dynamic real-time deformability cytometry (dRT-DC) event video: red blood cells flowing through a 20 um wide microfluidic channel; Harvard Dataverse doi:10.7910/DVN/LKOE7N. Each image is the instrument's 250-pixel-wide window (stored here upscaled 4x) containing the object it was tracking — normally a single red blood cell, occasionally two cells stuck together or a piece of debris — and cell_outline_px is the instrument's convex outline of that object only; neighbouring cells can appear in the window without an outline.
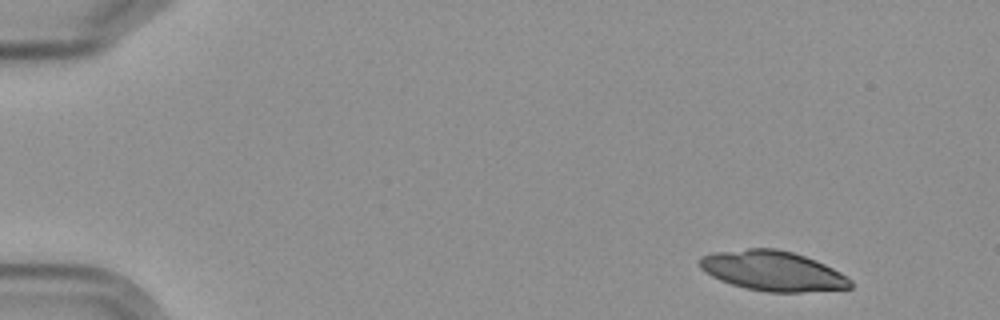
{"species": "Egyptian fruit bat (a non-hibernating species)", "species_latin": "Rousettus aegyptiacus", "temperature_condition": "cold", "stored_images_in_passage": 4, "camera_frame_rate_fps": 3000, "um_per_image_px": 0.085, "frame": {"image": 1, "passage_image": 1, "time_ms": 0.0, "image_size_px": [1000, 320], "cell_outline_px": [[852, 288], [800, 292], [768, 292], [744, 288], [720, 280], [712, 276], [700, 268], [700, 256], [712, 252], [748, 248], [776, 248], [792, 252], [816, 260], [840, 272], [852, 280]], "centroid_in_image_um": [65.67, 23.02], "position_along_channel_um": 19.3, "area_um2": 35.08}}